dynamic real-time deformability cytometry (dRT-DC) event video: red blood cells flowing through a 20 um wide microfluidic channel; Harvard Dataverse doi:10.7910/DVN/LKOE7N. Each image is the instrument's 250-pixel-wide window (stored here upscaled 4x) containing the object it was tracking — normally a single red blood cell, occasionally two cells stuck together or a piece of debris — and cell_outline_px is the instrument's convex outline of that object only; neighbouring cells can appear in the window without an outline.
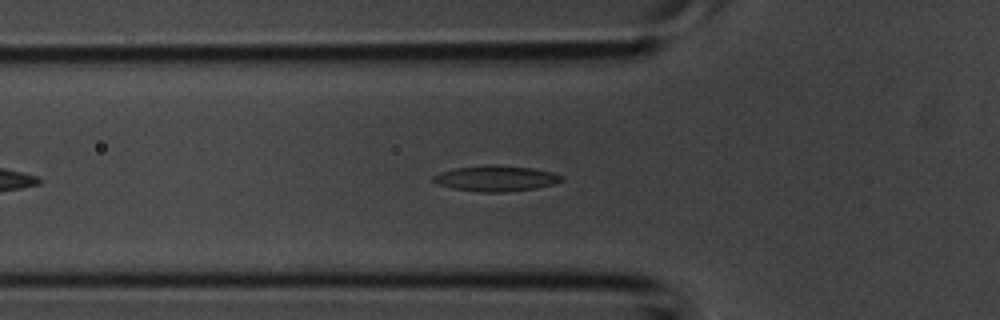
{"species": "common noctule bat (a hibernating species)", "species_latin": "Nyctalus noctula", "temperature_condition": "room temperature", "stored_images_in_passage": 31, "camera_frame_rate_fps": 3000, "um_per_image_px": 0.085, "animal": {"sex": "male", "body_mass_g": 20.1, "forearm_length_mm": 53.5}, "frame": {"image": 1, "passage_image": 7, "time_ms": 2.0, "image_size_px": [1000, 320], "cell_outline_px": [[564, 180], [556, 184], [536, 188], [504, 192], [476, 192], [452, 188], [436, 184], [432, 180], [432, 176], [440, 172], [456, 168], [488, 164], [496, 164], [532, 168], [552, 172], [564, 176]], "centroid_in_image_um": [42.16, 15.16], "position_along_channel_um": 83.6, "area_um2": 19.48}}
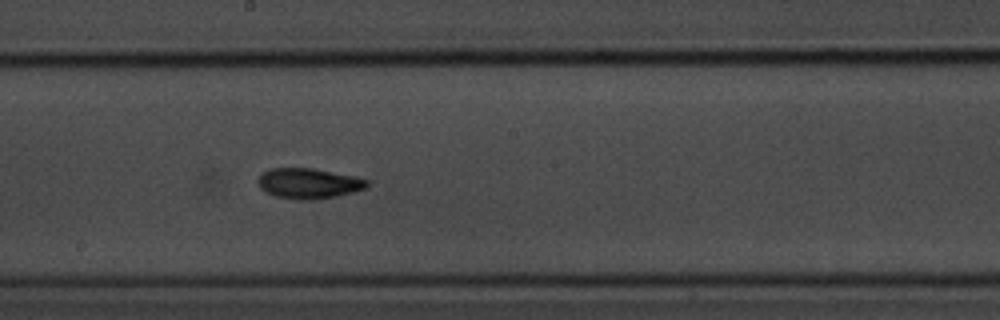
{"frame": {"image": 2, "passage_image": 15, "time_ms": 4.667, "image_size_px": [1000, 320], "cell_outline_px": [[368, 184], [364, 188], [352, 192], [336, 196], [312, 200], [300, 200], [276, 196], [264, 192], [260, 188], [256, 180], [260, 172], [272, 168], [312, 168], [352, 176], [368, 180]], "centroid_in_image_um": [26.14, 15.59], "position_along_channel_um": 222.1, "area_um2": 19.25}}
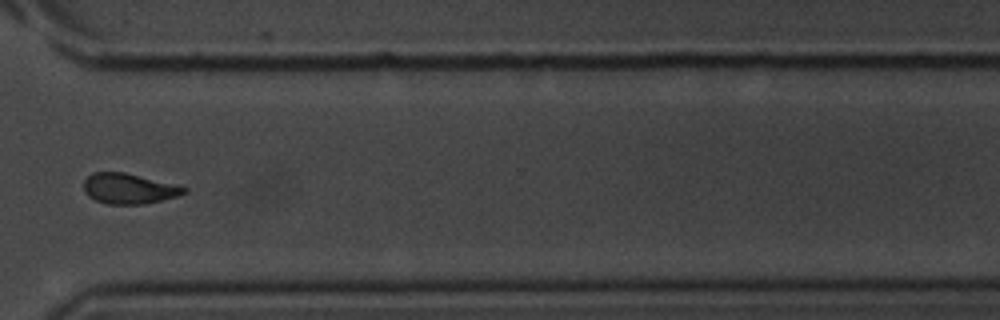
{"frame": {"image": 3, "passage_image": 23, "time_ms": 7.333, "image_size_px": [1000, 320], "cell_outline_px": [[188, 192], [180, 196], [144, 204], [108, 204], [96, 200], [88, 196], [84, 192], [84, 180], [92, 172], [124, 172], [188, 188]], "centroid_in_image_um": [10.95, 16.04], "position_along_channel_um": 359.7, "area_um2": 17.69}}